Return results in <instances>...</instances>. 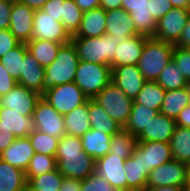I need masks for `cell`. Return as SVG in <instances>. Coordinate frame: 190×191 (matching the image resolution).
I'll use <instances>...</instances> for the list:
<instances>
[{
  "label": "cell",
  "instance_id": "6da1fadb",
  "mask_svg": "<svg viewBox=\"0 0 190 191\" xmlns=\"http://www.w3.org/2000/svg\"><path fill=\"white\" fill-rule=\"evenodd\" d=\"M56 166L63 177L83 180L95 173L96 160L83 151L81 138L65 135L59 139Z\"/></svg>",
  "mask_w": 190,
  "mask_h": 191
},
{
  "label": "cell",
  "instance_id": "7a4b0ae2",
  "mask_svg": "<svg viewBox=\"0 0 190 191\" xmlns=\"http://www.w3.org/2000/svg\"><path fill=\"white\" fill-rule=\"evenodd\" d=\"M78 62L79 57L73 43L63 44L56 59L45 68L43 94L55 86L74 82Z\"/></svg>",
  "mask_w": 190,
  "mask_h": 191
},
{
  "label": "cell",
  "instance_id": "3957f363",
  "mask_svg": "<svg viewBox=\"0 0 190 191\" xmlns=\"http://www.w3.org/2000/svg\"><path fill=\"white\" fill-rule=\"evenodd\" d=\"M71 42L75 46L79 60L109 65L112 70L114 69V55L117 46L121 44L116 38L105 34L94 38H72Z\"/></svg>",
  "mask_w": 190,
  "mask_h": 191
},
{
  "label": "cell",
  "instance_id": "277c9868",
  "mask_svg": "<svg viewBox=\"0 0 190 191\" xmlns=\"http://www.w3.org/2000/svg\"><path fill=\"white\" fill-rule=\"evenodd\" d=\"M174 44L149 37L138 62V68L146 81H157L160 73L172 60Z\"/></svg>",
  "mask_w": 190,
  "mask_h": 191
},
{
  "label": "cell",
  "instance_id": "5b68a950",
  "mask_svg": "<svg viewBox=\"0 0 190 191\" xmlns=\"http://www.w3.org/2000/svg\"><path fill=\"white\" fill-rule=\"evenodd\" d=\"M111 80V66L79 60L74 83L89 99H94Z\"/></svg>",
  "mask_w": 190,
  "mask_h": 191
},
{
  "label": "cell",
  "instance_id": "8992f818",
  "mask_svg": "<svg viewBox=\"0 0 190 191\" xmlns=\"http://www.w3.org/2000/svg\"><path fill=\"white\" fill-rule=\"evenodd\" d=\"M94 100L102 106L112 119L124 128L129 119L134 100L129 98L112 82L100 91Z\"/></svg>",
  "mask_w": 190,
  "mask_h": 191
},
{
  "label": "cell",
  "instance_id": "52a82bcc",
  "mask_svg": "<svg viewBox=\"0 0 190 191\" xmlns=\"http://www.w3.org/2000/svg\"><path fill=\"white\" fill-rule=\"evenodd\" d=\"M42 97L47 100L57 112L63 115L85 104L89 100L74 82L50 88L44 92Z\"/></svg>",
  "mask_w": 190,
  "mask_h": 191
},
{
  "label": "cell",
  "instance_id": "ba28073f",
  "mask_svg": "<svg viewBox=\"0 0 190 191\" xmlns=\"http://www.w3.org/2000/svg\"><path fill=\"white\" fill-rule=\"evenodd\" d=\"M32 117L36 130L58 139L66 135L64 115L57 112L42 96L36 103Z\"/></svg>",
  "mask_w": 190,
  "mask_h": 191
},
{
  "label": "cell",
  "instance_id": "9c48e42d",
  "mask_svg": "<svg viewBox=\"0 0 190 191\" xmlns=\"http://www.w3.org/2000/svg\"><path fill=\"white\" fill-rule=\"evenodd\" d=\"M188 164L171 160L150 171L146 188L162 186L184 187L187 183Z\"/></svg>",
  "mask_w": 190,
  "mask_h": 191
},
{
  "label": "cell",
  "instance_id": "30bf717a",
  "mask_svg": "<svg viewBox=\"0 0 190 191\" xmlns=\"http://www.w3.org/2000/svg\"><path fill=\"white\" fill-rule=\"evenodd\" d=\"M190 9L173 7L156 24L153 38L175 44L187 24Z\"/></svg>",
  "mask_w": 190,
  "mask_h": 191
},
{
  "label": "cell",
  "instance_id": "8fae6325",
  "mask_svg": "<svg viewBox=\"0 0 190 191\" xmlns=\"http://www.w3.org/2000/svg\"><path fill=\"white\" fill-rule=\"evenodd\" d=\"M33 23L32 39L56 41L62 44L71 42L72 36L63 24L55 21L54 17L42 9L35 11Z\"/></svg>",
  "mask_w": 190,
  "mask_h": 191
},
{
  "label": "cell",
  "instance_id": "7c38bea8",
  "mask_svg": "<svg viewBox=\"0 0 190 191\" xmlns=\"http://www.w3.org/2000/svg\"><path fill=\"white\" fill-rule=\"evenodd\" d=\"M125 163L126 159L107 153L96 160L95 173L108 181L117 191H127Z\"/></svg>",
  "mask_w": 190,
  "mask_h": 191
},
{
  "label": "cell",
  "instance_id": "4fadbf2b",
  "mask_svg": "<svg viewBox=\"0 0 190 191\" xmlns=\"http://www.w3.org/2000/svg\"><path fill=\"white\" fill-rule=\"evenodd\" d=\"M122 9L130 14L139 35L154 37L157 22L152 18L149 0H123Z\"/></svg>",
  "mask_w": 190,
  "mask_h": 191
},
{
  "label": "cell",
  "instance_id": "5bb4252c",
  "mask_svg": "<svg viewBox=\"0 0 190 191\" xmlns=\"http://www.w3.org/2000/svg\"><path fill=\"white\" fill-rule=\"evenodd\" d=\"M41 96L31 89L17 84L6 95L0 97V108H11L23 116H32Z\"/></svg>",
  "mask_w": 190,
  "mask_h": 191
},
{
  "label": "cell",
  "instance_id": "9a60e30c",
  "mask_svg": "<svg viewBox=\"0 0 190 191\" xmlns=\"http://www.w3.org/2000/svg\"><path fill=\"white\" fill-rule=\"evenodd\" d=\"M35 11L18 0L13 1L10 14L9 30L20 43H27L32 39Z\"/></svg>",
  "mask_w": 190,
  "mask_h": 191
},
{
  "label": "cell",
  "instance_id": "2e32d148",
  "mask_svg": "<svg viewBox=\"0 0 190 191\" xmlns=\"http://www.w3.org/2000/svg\"><path fill=\"white\" fill-rule=\"evenodd\" d=\"M140 147V164L144 170H151L173 160L170 143L160 141H137Z\"/></svg>",
  "mask_w": 190,
  "mask_h": 191
},
{
  "label": "cell",
  "instance_id": "e0dca14e",
  "mask_svg": "<svg viewBox=\"0 0 190 191\" xmlns=\"http://www.w3.org/2000/svg\"><path fill=\"white\" fill-rule=\"evenodd\" d=\"M111 82L134 100L146 80L137 65H124L115 67L112 70Z\"/></svg>",
  "mask_w": 190,
  "mask_h": 191
},
{
  "label": "cell",
  "instance_id": "ac0fdd59",
  "mask_svg": "<svg viewBox=\"0 0 190 191\" xmlns=\"http://www.w3.org/2000/svg\"><path fill=\"white\" fill-rule=\"evenodd\" d=\"M106 34L122 43L125 39L139 35L130 14L122 8L106 11Z\"/></svg>",
  "mask_w": 190,
  "mask_h": 191
},
{
  "label": "cell",
  "instance_id": "d6986e66",
  "mask_svg": "<svg viewBox=\"0 0 190 191\" xmlns=\"http://www.w3.org/2000/svg\"><path fill=\"white\" fill-rule=\"evenodd\" d=\"M176 126L175 119L158 112L137 137V141H160L170 143Z\"/></svg>",
  "mask_w": 190,
  "mask_h": 191
},
{
  "label": "cell",
  "instance_id": "ffe728a7",
  "mask_svg": "<svg viewBox=\"0 0 190 191\" xmlns=\"http://www.w3.org/2000/svg\"><path fill=\"white\" fill-rule=\"evenodd\" d=\"M34 154L29 137H20L0 153V159L25 172Z\"/></svg>",
  "mask_w": 190,
  "mask_h": 191
},
{
  "label": "cell",
  "instance_id": "44dd1931",
  "mask_svg": "<svg viewBox=\"0 0 190 191\" xmlns=\"http://www.w3.org/2000/svg\"><path fill=\"white\" fill-rule=\"evenodd\" d=\"M106 34V11L95 8L83 13L77 32L72 38H94Z\"/></svg>",
  "mask_w": 190,
  "mask_h": 191
},
{
  "label": "cell",
  "instance_id": "7402d4cb",
  "mask_svg": "<svg viewBox=\"0 0 190 191\" xmlns=\"http://www.w3.org/2000/svg\"><path fill=\"white\" fill-rule=\"evenodd\" d=\"M148 38L143 35H135L119 44L114 55V68L124 65H138L145 41Z\"/></svg>",
  "mask_w": 190,
  "mask_h": 191
},
{
  "label": "cell",
  "instance_id": "603a6c76",
  "mask_svg": "<svg viewBox=\"0 0 190 191\" xmlns=\"http://www.w3.org/2000/svg\"><path fill=\"white\" fill-rule=\"evenodd\" d=\"M45 68H43L33 55L28 51L26 46V54L23 61L22 73L17 80V84L25 86L40 95H43V79Z\"/></svg>",
  "mask_w": 190,
  "mask_h": 191
},
{
  "label": "cell",
  "instance_id": "cb8c5ba5",
  "mask_svg": "<svg viewBox=\"0 0 190 191\" xmlns=\"http://www.w3.org/2000/svg\"><path fill=\"white\" fill-rule=\"evenodd\" d=\"M0 121L16 138L28 137L36 129L32 116H23L11 108H0Z\"/></svg>",
  "mask_w": 190,
  "mask_h": 191
},
{
  "label": "cell",
  "instance_id": "d4e9b609",
  "mask_svg": "<svg viewBox=\"0 0 190 191\" xmlns=\"http://www.w3.org/2000/svg\"><path fill=\"white\" fill-rule=\"evenodd\" d=\"M125 176L127 191H146L148 170H144L140 164V147L136 145L130 158L126 159Z\"/></svg>",
  "mask_w": 190,
  "mask_h": 191
},
{
  "label": "cell",
  "instance_id": "484cf974",
  "mask_svg": "<svg viewBox=\"0 0 190 191\" xmlns=\"http://www.w3.org/2000/svg\"><path fill=\"white\" fill-rule=\"evenodd\" d=\"M111 137L112 135L91 128L80 137L83 151L97 160L109 153Z\"/></svg>",
  "mask_w": 190,
  "mask_h": 191
},
{
  "label": "cell",
  "instance_id": "4316f807",
  "mask_svg": "<svg viewBox=\"0 0 190 191\" xmlns=\"http://www.w3.org/2000/svg\"><path fill=\"white\" fill-rule=\"evenodd\" d=\"M0 191H27L25 172L1 159Z\"/></svg>",
  "mask_w": 190,
  "mask_h": 191
},
{
  "label": "cell",
  "instance_id": "83f0119b",
  "mask_svg": "<svg viewBox=\"0 0 190 191\" xmlns=\"http://www.w3.org/2000/svg\"><path fill=\"white\" fill-rule=\"evenodd\" d=\"M66 134L81 137L91 129L88 101L64 115Z\"/></svg>",
  "mask_w": 190,
  "mask_h": 191
},
{
  "label": "cell",
  "instance_id": "f1b7e54d",
  "mask_svg": "<svg viewBox=\"0 0 190 191\" xmlns=\"http://www.w3.org/2000/svg\"><path fill=\"white\" fill-rule=\"evenodd\" d=\"M88 112L91 128L93 129L114 135L122 128L94 99L88 100Z\"/></svg>",
  "mask_w": 190,
  "mask_h": 191
},
{
  "label": "cell",
  "instance_id": "f546056e",
  "mask_svg": "<svg viewBox=\"0 0 190 191\" xmlns=\"http://www.w3.org/2000/svg\"><path fill=\"white\" fill-rule=\"evenodd\" d=\"M62 45L56 41L40 39H31L26 43L28 51L43 68L49 66L56 59L58 50Z\"/></svg>",
  "mask_w": 190,
  "mask_h": 191
},
{
  "label": "cell",
  "instance_id": "4dcf8cb0",
  "mask_svg": "<svg viewBox=\"0 0 190 191\" xmlns=\"http://www.w3.org/2000/svg\"><path fill=\"white\" fill-rule=\"evenodd\" d=\"M189 104L190 94L187 86L176 90H166L159 112L176 119L179 112Z\"/></svg>",
  "mask_w": 190,
  "mask_h": 191
},
{
  "label": "cell",
  "instance_id": "1f68e13d",
  "mask_svg": "<svg viewBox=\"0 0 190 191\" xmlns=\"http://www.w3.org/2000/svg\"><path fill=\"white\" fill-rule=\"evenodd\" d=\"M158 111L145 105L133 102L129 119L124 126L128 132L138 137Z\"/></svg>",
  "mask_w": 190,
  "mask_h": 191
},
{
  "label": "cell",
  "instance_id": "d6a6232c",
  "mask_svg": "<svg viewBox=\"0 0 190 191\" xmlns=\"http://www.w3.org/2000/svg\"><path fill=\"white\" fill-rule=\"evenodd\" d=\"M173 160L190 163V128L176 126L170 140Z\"/></svg>",
  "mask_w": 190,
  "mask_h": 191
},
{
  "label": "cell",
  "instance_id": "836d02e7",
  "mask_svg": "<svg viewBox=\"0 0 190 191\" xmlns=\"http://www.w3.org/2000/svg\"><path fill=\"white\" fill-rule=\"evenodd\" d=\"M166 90L156 81H146L134 99L135 103L160 111Z\"/></svg>",
  "mask_w": 190,
  "mask_h": 191
},
{
  "label": "cell",
  "instance_id": "e575fe53",
  "mask_svg": "<svg viewBox=\"0 0 190 191\" xmlns=\"http://www.w3.org/2000/svg\"><path fill=\"white\" fill-rule=\"evenodd\" d=\"M136 145L137 137L132 135L126 129L121 128L111 137L109 153L127 159L132 156Z\"/></svg>",
  "mask_w": 190,
  "mask_h": 191
},
{
  "label": "cell",
  "instance_id": "d590c367",
  "mask_svg": "<svg viewBox=\"0 0 190 191\" xmlns=\"http://www.w3.org/2000/svg\"><path fill=\"white\" fill-rule=\"evenodd\" d=\"M63 179L57 168L36 177H26L27 191H59Z\"/></svg>",
  "mask_w": 190,
  "mask_h": 191
},
{
  "label": "cell",
  "instance_id": "8d00e7d4",
  "mask_svg": "<svg viewBox=\"0 0 190 191\" xmlns=\"http://www.w3.org/2000/svg\"><path fill=\"white\" fill-rule=\"evenodd\" d=\"M26 54V44L20 43L17 47L8 51L0 58V63L4 69L16 81L20 78L22 73L23 61Z\"/></svg>",
  "mask_w": 190,
  "mask_h": 191
},
{
  "label": "cell",
  "instance_id": "74e56055",
  "mask_svg": "<svg viewBox=\"0 0 190 191\" xmlns=\"http://www.w3.org/2000/svg\"><path fill=\"white\" fill-rule=\"evenodd\" d=\"M165 90H176L188 86V82L172 59L160 73L157 81Z\"/></svg>",
  "mask_w": 190,
  "mask_h": 191
},
{
  "label": "cell",
  "instance_id": "f35d334b",
  "mask_svg": "<svg viewBox=\"0 0 190 191\" xmlns=\"http://www.w3.org/2000/svg\"><path fill=\"white\" fill-rule=\"evenodd\" d=\"M83 13L74 0H64L61 23L71 36L77 32Z\"/></svg>",
  "mask_w": 190,
  "mask_h": 191
},
{
  "label": "cell",
  "instance_id": "ab89813d",
  "mask_svg": "<svg viewBox=\"0 0 190 191\" xmlns=\"http://www.w3.org/2000/svg\"><path fill=\"white\" fill-rule=\"evenodd\" d=\"M32 147L35 153L55 156L59 139L49 134L34 130L29 136Z\"/></svg>",
  "mask_w": 190,
  "mask_h": 191
},
{
  "label": "cell",
  "instance_id": "60d3db41",
  "mask_svg": "<svg viewBox=\"0 0 190 191\" xmlns=\"http://www.w3.org/2000/svg\"><path fill=\"white\" fill-rule=\"evenodd\" d=\"M55 156L35 153L30 160L29 166L25 171L26 177H36L43 173H48L56 169Z\"/></svg>",
  "mask_w": 190,
  "mask_h": 191
},
{
  "label": "cell",
  "instance_id": "b9f144b4",
  "mask_svg": "<svg viewBox=\"0 0 190 191\" xmlns=\"http://www.w3.org/2000/svg\"><path fill=\"white\" fill-rule=\"evenodd\" d=\"M81 191H117L112 185L99 177L96 173H93L81 180Z\"/></svg>",
  "mask_w": 190,
  "mask_h": 191
},
{
  "label": "cell",
  "instance_id": "7bdbcfd3",
  "mask_svg": "<svg viewBox=\"0 0 190 191\" xmlns=\"http://www.w3.org/2000/svg\"><path fill=\"white\" fill-rule=\"evenodd\" d=\"M172 59L181 69V73L186 79V81L190 82V52L188 49L179 48L175 46L173 48Z\"/></svg>",
  "mask_w": 190,
  "mask_h": 191
},
{
  "label": "cell",
  "instance_id": "ee69618b",
  "mask_svg": "<svg viewBox=\"0 0 190 191\" xmlns=\"http://www.w3.org/2000/svg\"><path fill=\"white\" fill-rule=\"evenodd\" d=\"M19 44L20 42L9 29L0 30V58Z\"/></svg>",
  "mask_w": 190,
  "mask_h": 191
},
{
  "label": "cell",
  "instance_id": "f6af8a7d",
  "mask_svg": "<svg viewBox=\"0 0 190 191\" xmlns=\"http://www.w3.org/2000/svg\"><path fill=\"white\" fill-rule=\"evenodd\" d=\"M151 7L152 18L158 22L172 8L170 0H149Z\"/></svg>",
  "mask_w": 190,
  "mask_h": 191
},
{
  "label": "cell",
  "instance_id": "bcb514c9",
  "mask_svg": "<svg viewBox=\"0 0 190 191\" xmlns=\"http://www.w3.org/2000/svg\"><path fill=\"white\" fill-rule=\"evenodd\" d=\"M17 85V81L9 75L0 63V97L6 95Z\"/></svg>",
  "mask_w": 190,
  "mask_h": 191
},
{
  "label": "cell",
  "instance_id": "7dc6e473",
  "mask_svg": "<svg viewBox=\"0 0 190 191\" xmlns=\"http://www.w3.org/2000/svg\"><path fill=\"white\" fill-rule=\"evenodd\" d=\"M64 0H48L42 10L54 17L55 21L61 22Z\"/></svg>",
  "mask_w": 190,
  "mask_h": 191
},
{
  "label": "cell",
  "instance_id": "c3c4849f",
  "mask_svg": "<svg viewBox=\"0 0 190 191\" xmlns=\"http://www.w3.org/2000/svg\"><path fill=\"white\" fill-rule=\"evenodd\" d=\"M13 1L0 0V30L9 29Z\"/></svg>",
  "mask_w": 190,
  "mask_h": 191
},
{
  "label": "cell",
  "instance_id": "681fc988",
  "mask_svg": "<svg viewBox=\"0 0 190 191\" xmlns=\"http://www.w3.org/2000/svg\"><path fill=\"white\" fill-rule=\"evenodd\" d=\"M7 131V128L0 121V153L10 146L16 138L11 132Z\"/></svg>",
  "mask_w": 190,
  "mask_h": 191
},
{
  "label": "cell",
  "instance_id": "f907efd6",
  "mask_svg": "<svg viewBox=\"0 0 190 191\" xmlns=\"http://www.w3.org/2000/svg\"><path fill=\"white\" fill-rule=\"evenodd\" d=\"M179 48H189L190 47V13L187 20V24L184 27L180 39L174 44Z\"/></svg>",
  "mask_w": 190,
  "mask_h": 191
},
{
  "label": "cell",
  "instance_id": "816d5d0a",
  "mask_svg": "<svg viewBox=\"0 0 190 191\" xmlns=\"http://www.w3.org/2000/svg\"><path fill=\"white\" fill-rule=\"evenodd\" d=\"M175 122L177 126L190 128V104L179 112Z\"/></svg>",
  "mask_w": 190,
  "mask_h": 191
},
{
  "label": "cell",
  "instance_id": "f5cc1de1",
  "mask_svg": "<svg viewBox=\"0 0 190 191\" xmlns=\"http://www.w3.org/2000/svg\"><path fill=\"white\" fill-rule=\"evenodd\" d=\"M59 191H81V180L64 177Z\"/></svg>",
  "mask_w": 190,
  "mask_h": 191
},
{
  "label": "cell",
  "instance_id": "db71d44e",
  "mask_svg": "<svg viewBox=\"0 0 190 191\" xmlns=\"http://www.w3.org/2000/svg\"><path fill=\"white\" fill-rule=\"evenodd\" d=\"M76 5L83 11H89L99 7L100 0H74Z\"/></svg>",
  "mask_w": 190,
  "mask_h": 191
},
{
  "label": "cell",
  "instance_id": "11a10c76",
  "mask_svg": "<svg viewBox=\"0 0 190 191\" xmlns=\"http://www.w3.org/2000/svg\"><path fill=\"white\" fill-rule=\"evenodd\" d=\"M122 1L123 0H100L99 7L105 11L122 8Z\"/></svg>",
  "mask_w": 190,
  "mask_h": 191
},
{
  "label": "cell",
  "instance_id": "9f6ffc18",
  "mask_svg": "<svg viewBox=\"0 0 190 191\" xmlns=\"http://www.w3.org/2000/svg\"><path fill=\"white\" fill-rule=\"evenodd\" d=\"M24 5H27L32 10H40L48 0H18Z\"/></svg>",
  "mask_w": 190,
  "mask_h": 191
},
{
  "label": "cell",
  "instance_id": "6f0895ef",
  "mask_svg": "<svg viewBox=\"0 0 190 191\" xmlns=\"http://www.w3.org/2000/svg\"><path fill=\"white\" fill-rule=\"evenodd\" d=\"M146 191H184V187L162 186V187H155V188H146Z\"/></svg>",
  "mask_w": 190,
  "mask_h": 191
},
{
  "label": "cell",
  "instance_id": "680465c9",
  "mask_svg": "<svg viewBox=\"0 0 190 191\" xmlns=\"http://www.w3.org/2000/svg\"><path fill=\"white\" fill-rule=\"evenodd\" d=\"M173 7L190 9V0H170Z\"/></svg>",
  "mask_w": 190,
  "mask_h": 191
},
{
  "label": "cell",
  "instance_id": "91938a15",
  "mask_svg": "<svg viewBox=\"0 0 190 191\" xmlns=\"http://www.w3.org/2000/svg\"><path fill=\"white\" fill-rule=\"evenodd\" d=\"M190 184V165H188L187 183Z\"/></svg>",
  "mask_w": 190,
  "mask_h": 191
},
{
  "label": "cell",
  "instance_id": "94428289",
  "mask_svg": "<svg viewBox=\"0 0 190 191\" xmlns=\"http://www.w3.org/2000/svg\"><path fill=\"white\" fill-rule=\"evenodd\" d=\"M184 191H190V184H185Z\"/></svg>",
  "mask_w": 190,
  "mask_h": 191
},
{
  "label": "cell",
  "instance_id": "6125c7cd",
  "mask_svg": "<svg viewBox=\"0 0 190 191\" xmlns=\"http://www.w3.org/2000/svg\"><path fill=\"white\" fill-rule=\"evenodd\" d=\"M187 87H188V89H189V94H190V82L188 83V86H187Z\"/></svg>",
  "mask_w": 190,
  "mask_h": 191
}]
</instances>
